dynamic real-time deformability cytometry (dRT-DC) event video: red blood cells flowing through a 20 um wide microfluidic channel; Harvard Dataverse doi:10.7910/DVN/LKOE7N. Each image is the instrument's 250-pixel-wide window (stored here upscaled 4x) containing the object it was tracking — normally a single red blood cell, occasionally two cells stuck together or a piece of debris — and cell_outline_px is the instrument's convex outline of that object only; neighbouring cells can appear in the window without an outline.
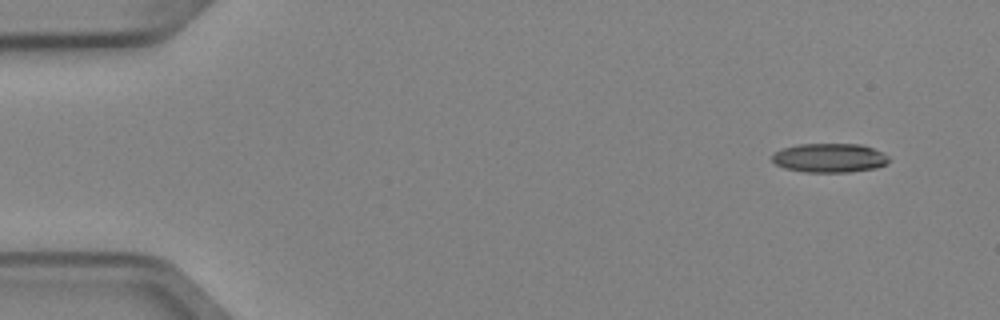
{"species": "Egyptian fruit bat (a non-hibernating species)", "species_latin": "Rousettus aegyptiacus", "temperature_condition": "cold", "stored_images_in_passage": 4, "camera_frame_rate_fps": 3000, "um_per_image_px": 0.085, "animal": {"sex": "female"}, "frame": {"image": 1, "passage_image": 1, "time_ms": 0.0, "image_size_px": [1000, 320], "cell_outline_px": [[888, 164], [876, 168], [848, 172], [804, 172], [784, 168], [776, 164], [772, 160], [772, 156], [780, 148], [796, 144], [860, 144], [884, 152], [888, 156]], "centroid_in_image_um": [70.51, 13.42], "position_along_channel_um": 14.5, "area_um2": 19.94}}
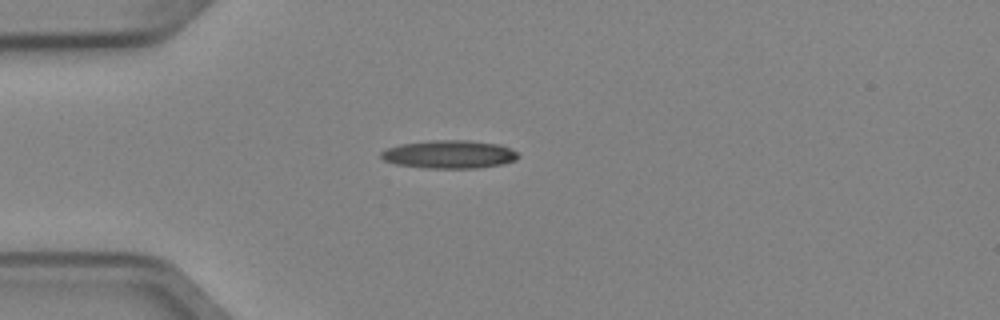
{"frame": {"image": 2, "passage_image": 3, "time_ms": 0.667, "image_size_px": [1000, 320], "cell_outline_px": [[520, 156], [516, 160], [500, 164], [480, 168], [428, 168], [396, 164], [384, 160], [380, 156], [380, 152], [388, 148], [400, 144], [432, 140], [468, 140], [500, 144], [516, 152]], "centroid_in_image_um": [38.19, 13.11], "position_along_channel_um": 46.8, "area_um2": 22.43}}